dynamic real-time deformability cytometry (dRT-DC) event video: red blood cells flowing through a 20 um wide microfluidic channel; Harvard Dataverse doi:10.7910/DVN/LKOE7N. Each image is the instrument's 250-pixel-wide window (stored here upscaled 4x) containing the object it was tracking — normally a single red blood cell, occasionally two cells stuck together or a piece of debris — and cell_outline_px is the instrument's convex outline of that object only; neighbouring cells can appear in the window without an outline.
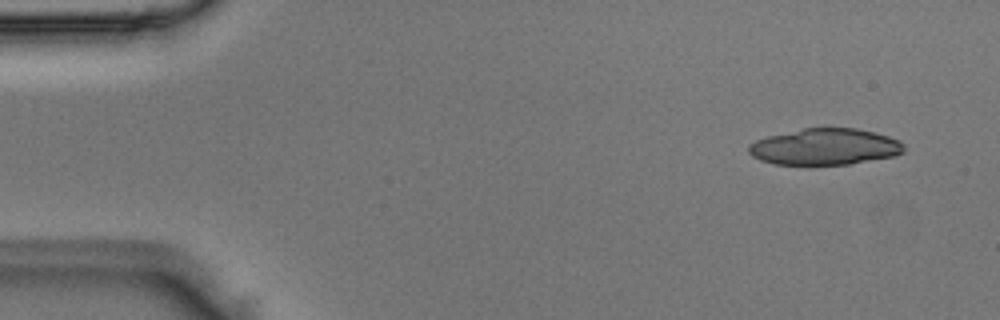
{"species": "Egyptian fruit bat (a non-hibernating species)", "species_latin": "Rousettus aegyptiacus", "temperature_condition": "room temperature", "stored_images_in_passage": 21, "camera_frame_rate_fps": 3000, "um_per_image_px": 0.085, "animal": {"sex": "male"}, "frame": {"image": 1, "passage_image": 3, "time_ms": 0.667, "image_size_px": [1000, 320], "cell_outline_px": [[904, 152], [896, 156], [848, 164], [776, 164], [760, 160], [752, 156], [748, 152], [748, 144], [756, 140], [768, 136], [804, 128], [856, 128], [876, 132], [900, 140], [904, 144]], "centroid_in_image_um": [70.14, 12.47], "position_along_channel_um": 14.9, "area_um2": 32.95}}
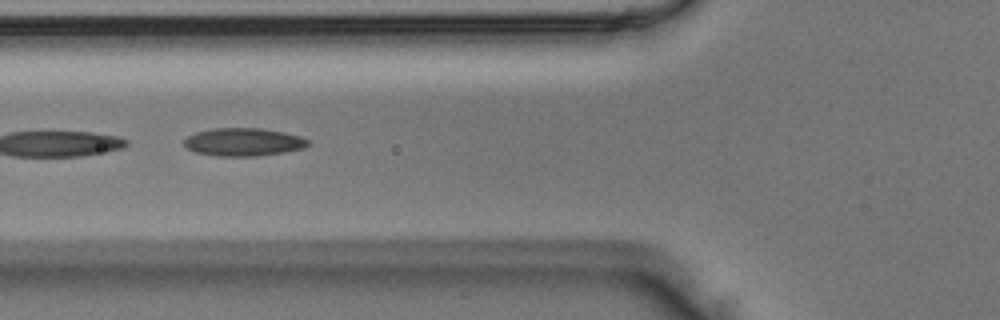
{"frame": {"image": 2, "passage_image": 18, "time_ms": 5.667, "image_size_px": [1000, 320], "cell_outline_px": [[312, 144], [304, 148], [284, 152], [256, 156], [216, 156], [196, 152], [188, 148], [184, 144], [184, 140], [188, 136], [196, 132], [212, 128], [260, 128], [284, 132], [300, 136], [312, 140]], "centroid_in_image_um": [20.75, 12.07], "position_along_channel_um": 105.1, "area_um2": 20.35}}